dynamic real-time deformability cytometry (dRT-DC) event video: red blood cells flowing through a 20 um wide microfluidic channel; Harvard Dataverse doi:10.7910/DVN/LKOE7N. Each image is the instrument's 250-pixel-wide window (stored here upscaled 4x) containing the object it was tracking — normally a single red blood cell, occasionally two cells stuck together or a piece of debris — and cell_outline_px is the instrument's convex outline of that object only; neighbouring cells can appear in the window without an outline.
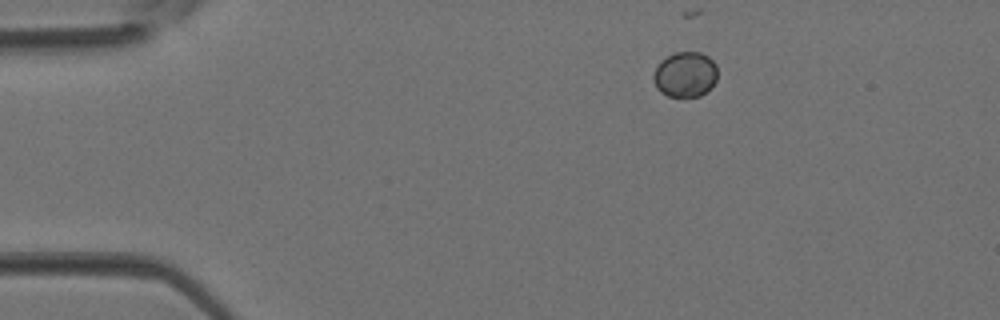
{"species": "Egyptian fruit bat (a non-hibernating species)", "species_latin": "Rousettus aegyptiacus", "temperature_condition": "room temperature", "stored_images_in_passage": 4, "camera_frame_rate_fps": 3000, "um_per_image_px": 0.085, "animal": {"sex": "female"}, "frame": {"image": 1, "passage_image": 4, "time_ms": 1.0, "image_size_px": [1000, 320], "cell_outline_px": [[716, 80], [700, 96], [668, 96], [660, 92], [656, 88], [652, 76], [660, 60], [676, 52], [700, 52], [708, 56], [716, 64]], "centroid_in_image_um": [58.21, 6.31], "position_along_channel_um": 26.8, "area_um2": 16.76}}